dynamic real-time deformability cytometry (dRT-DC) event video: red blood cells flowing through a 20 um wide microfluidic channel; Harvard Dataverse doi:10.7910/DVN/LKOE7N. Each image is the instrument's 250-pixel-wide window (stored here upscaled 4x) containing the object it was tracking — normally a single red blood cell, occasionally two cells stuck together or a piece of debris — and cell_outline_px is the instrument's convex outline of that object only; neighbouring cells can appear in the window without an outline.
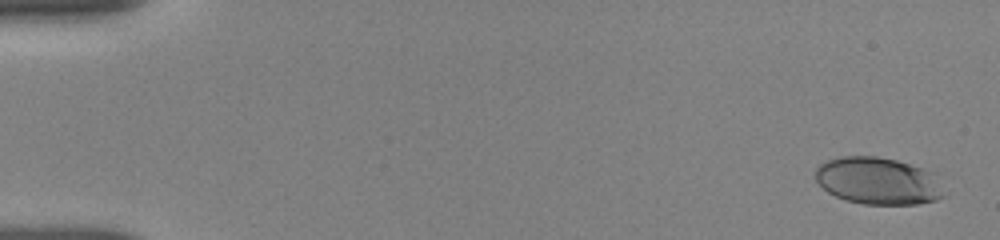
{"species": "human", "species_latin": "Homo sapiens", "temperature_condition": "room temperature", "stored_images_in_passage": 8, "camera_frame_rate_fps": 3000, "um_per_image_px": 0.085, "donor": {"sex": "female"}, "frame": {"image": 1, "passage_image": 1, "time_ms": 0.0, "image_size_px": [1000, 240], "cell_outline_px": [[948, 196], [936, 200], [916, 204], [864, 204], [844, 200], [828, 192], [816, 180], [816, 168], [820, 164], [828, 160], [840, 156], [876, 156], [896, 160], [936, 172]], "centroid_in_image_um": [74.71, 15.38], "position_along_channel_um": 10.3, "area_um2": 35.78}}
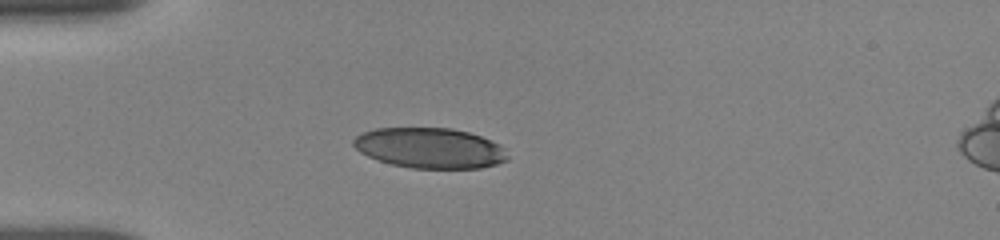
{"frame": {"image": 2, "passage_image": 6, "time_ms": 4.333, "image_size_px": [1000, 240], "cell_outline_px": [[508, 160], [496, 164], [480, 168], [412, 168], [392, 164], [368, 156], [360, 152], [352, 144], [352, 140], [356, 136], [364, 132], [376, 128], [452, 128], [468, 132], [480, 136], [500, 144], [504, 148], [508, 156]], "centroid_in_image_um": [36.55, 12.58], "position_along_channel_um": 48.5, "area_um2": 36.18}}
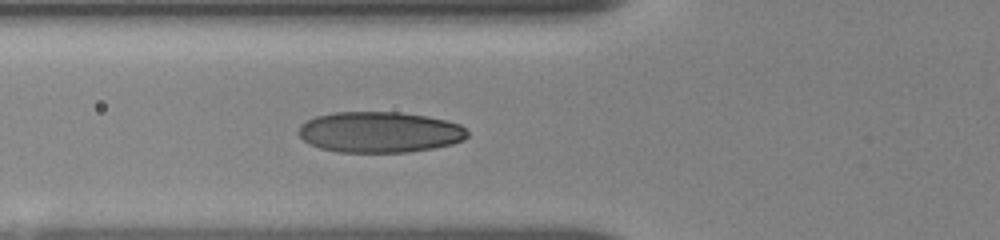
{"frame": {"image": 3, "passage_image": 8, "time_ms": 6.0, "image_size_px": [1000, 240], "cell_outline_px": [[468, 136], [464, 140], [452, 144], [432, 148], [408, 152], [340, 152], [320, 148], [308, 144], [296, 132], [300, 124], [316, 116], [332, 112], [400, 112], [424, 116], [444, 120], [460, 124], [468, 132]], "centroid_in_image_um": [32.24, 11.23], "position_along_channel_um": 93.6, "area_um2": 40.29}}